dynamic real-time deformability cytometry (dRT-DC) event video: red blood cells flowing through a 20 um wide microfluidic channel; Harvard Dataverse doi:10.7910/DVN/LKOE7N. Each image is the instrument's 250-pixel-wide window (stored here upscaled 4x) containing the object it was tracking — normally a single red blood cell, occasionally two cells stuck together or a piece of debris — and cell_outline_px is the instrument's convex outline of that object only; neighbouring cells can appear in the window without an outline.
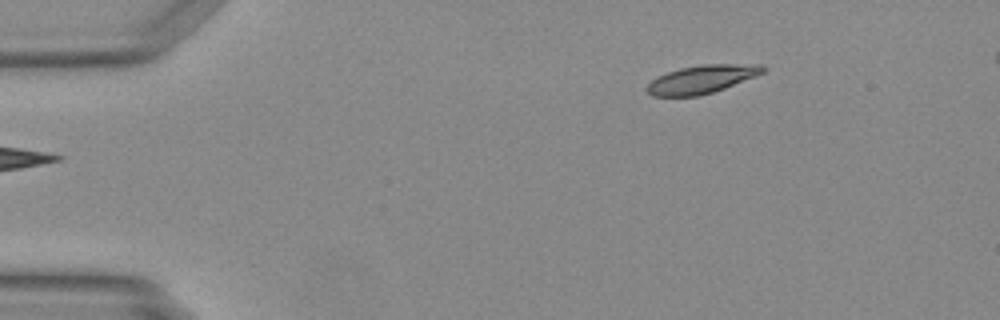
{"species": "Egyptian fruit bat (a non-hibernating species)", "species_latin": "Rousettus aegyptiacus", "temperature_condition": "warm", "stored_images_in_passage": 43, "camera_frame_rate_fps": 3000, "um_per_image_px": 0.085, "animal": {"sex": "female"}, "frame": {"image": 1, "passage_image": 1, "time_ms": 0.0, "image_size_px": [1000, 320], "cell_outline_px": [[768, 68], [764, 72], [756, 76], [724, 88], [700, 96], [652, 96], [644, 88], [656, 76], [680, 68], [704, 64], [764, 64]], "centroid_in_image_um": [59.66, 6.73], "position_along_channel_um": 25.3, "area_um2": 19.13}}
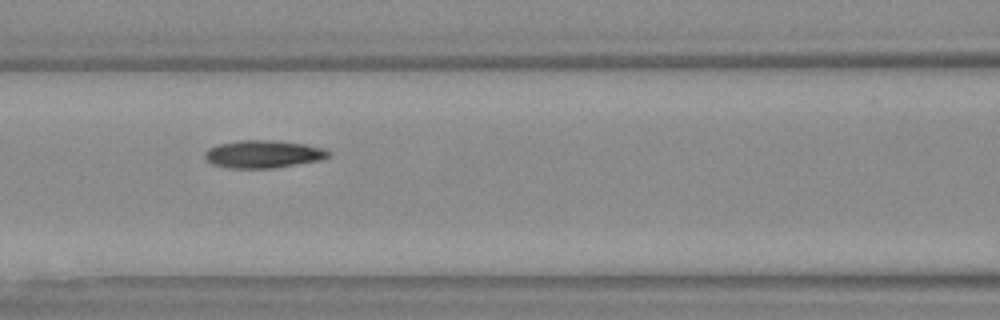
{"frame": {"image": 2, "passage_image": 15, "time_ms": 4.667, "image_size_px": [1000, 320], "cell_outline_px": [[332, 156], [320, 160], [276, 168], [228, 168], [212, 164], [204, 156], [204, 152], [208, 148], [220, 144], [240, 140], [276, 140], [304, 144], [320, 148], [332, 152]], "centroid_in_image_um": [22.39, 13.1], "position_along_channel_um": 144.2, "area_um2": 20.0}}
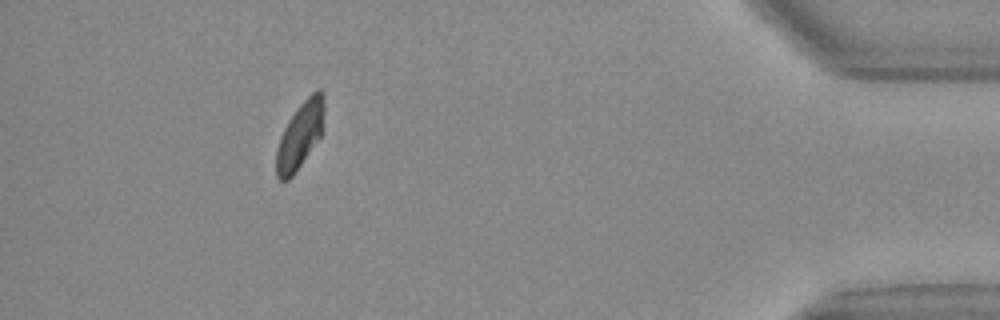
{"frame": {"image": 3, "passage_image": 38, "time_ms": 12.333, "image_size_px": [1000, 320], "cell_outline_px": [[324, 132], [296, 172], [288, 180], [280, 180], [276, 176], [276, 148], [280, 136], [288, 120], [300, 104], [316, 88], [320, 88], [324, 92]], "centroid_in_image_um": [25.53, 11.47], "position_along_channel_um": 409.7, "area_um2": 19.02}}